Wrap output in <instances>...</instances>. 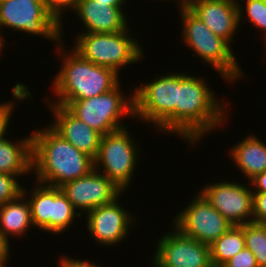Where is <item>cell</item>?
<instances>
[{"instance_id":"1","label":"cell","mask_w":266,"mask_h":267,"mask_svg":"<svg viewBox=\"0 0 266 267\" xmlns=\"http://www.w3.org/2000/svg\"><path fill=\"white\" fill-rule=\"evenodd\" d=\"M203 77L178 73L176 136L195 145L206 134L223 126L227 105L219 102Z\"/></svg>"},{"instance_id":"2","label":"cell","mask_w":266,"mask_h":267,"mask_svg":"<svg viewBox=\"0 0 266 267\" xmlns=\"http://www.w3.org/2000/svg\"><path fill=\"white\" fill-rule=\"evenodd\" d=\"M31 156L35 181L53 187L86 176L94 169V159L75 148L50 125L32 133Z\"/></svg>"},{"instance_id":"3","label":"cell","mask_w":266,"mask_h":267,"mask_svg":"<svg viewBox=\"0 0 266 267\" xmlns=\"http://www.w3.org/2000/svg\"><path fill=\"white\" fill-rule=\"evenodd\" d=\"M56 46L59 49L56 52L62 56V66L51 84L57 101L88 99L107 93L120 83L119 74L114 70L86 60L73 48L65 51L63 38Z\"/></svg>"},{"instance_id":"4","label":"cell","mask_w":266,"mask_h":267,"mask_svg":"<svg viewBox=\"0 0 266 267\" xmlns=\"http://www.w3.org/2000/svg\"><path fill=\"white\" fill-rule=\"evenodd\" d=\"M180 13L183 28L181 39L186 47L195 52L201 61L211 65L225 81L227 80L226 83L231 84L242 79L244 75L232 45L215 35L190 9L180 10Z\"/></svg>"},{"instance_id":"5","label":"cell","mask_w":266,"mask_h":267,"mask_svg":"<svg viewBox=\"0 0 266 267\" xmlns=\"http://www.w3.org/2000/svg\"><path fill=\"white\" fill-rule=\"evenodd\" d=\"M134 90V117L152 124L158 132L176 135L178 73L156 75Z\"/></svg>"},{"instance_id":"6","label":"cell","mask_w":266,"mask_h":267,"mask_svg":"<svg viewBox=\"0 0 266 267\" xmlns=\"http://www.w3.org/2000/svg\"><path fill=\"white\" fill-rule=\"evenodd\" d=\"M120 85L121 82L111 91L88 99L51 100L48 103L66 107L74 116L104 136L125 127L121 122L122 117H134V93L125 97Z\"/></svg>"},{"instance_id":"7","label":"cell","mask_w":266,"mask_h":267,"mask_svg":"<svg viewBox=\"0 0 266 267\" xmlns=\"http://www.w3.org/2000/svg\"><path fill=\"white\" fill-rule=\"evenodd\" d=\"M130 34L129 28L115 33H80L72 48L86 60L119 74L120 68L143 59L139 41Z\"/></svg>"},{"instance_id":"8","label":"cell","mask_w":266,"mask_h":267,"mask_svg":"<svg viewBox=\"0 0 266 267\" xmlns=\"http://www.w3.org/2000/svg\"><path fill=\"white\" fill-rule=\"evenodd\" d=\"M128 127L105 134L94 158V169L104 174L119 189L125 192L131 185L137 162L139 161L136 139ZM136 143V144H135ZM138 158V160H137ZM100 166V167H99ZM103 168L101 170L100 168Z\"/></svg>"},{"instance_id":"9","label":"cell","mask_w":266,"mask_h":267,"mask_svg":"<svg viewBox=\"0 0 266 267\" xmlns=\"http://www.w3.org/2000/svg\"><path fill=\"white\" fill-rule=\"evenodd\" d=\"M1 26L37 35L56 44L63 37L62 25L46 10L43 1L0 0V43L3 46Z\"/></svg>"},{"instance_id":"10","label":"cell","mask_w":266,"mask_h":267,"mask_svg":"<svg viewBox=\"0 0 266 267\" xmlns=\"http://www.w3.org/2000/svg\"><path fill=\"white\" fill-rule=\"evenodd\" d=\"M172 220L183 235L208 245L233 226L200 193Z\"/></svg>"},{"instance_id":"11","label":"cell","mask_w":266,"mask_h":267,"mask_svg":"<svg viewBox=\"0 0 266 267\" xmlns=\"http://www.w3.org/2000/svg\"><path fill=\"white\" fill-rule=\"evenodd\" d=\"M157 242L151 267H213L210 245L183 235L174 226Z\"/></svg>"},{"instance_id":"12","label":"cell","mask_w":266,"mask_h":267,"mask_svg":"<svg viewBox=\"0 0 266 267\" xmlns=\"http://www.w3.org/2000/svg\"><path fill=\"white\" fill-rule=\"evenodd\" d=\"M249 186L250 183L246 187L237 182L218 181L206 185L199 193L232 225L240 226L253 222V189Z\"/></svg>"},{"instance_id":"13","label":"cell","mask_w":266,"mask_h":267,"mask_svg":"<svg viewBox=\"0 0 266 267\" xmlns=\"http://www.w3.org/2000/svg\"><path fill=\"white\" fill-rule=\"evenodd\" d=\"M60 188L80 215L109 204L124 193L95 169L86 176L64 183Z\"/></svg>"},{"instance_id":"14","label":"cell","mask_w":266,"mask_h":267,"mask_svg":"<svg viewBox=\"0 0 266 267\" xmlns=\"http://www.w3.org/2000/svg\"><path fill=\"white\" fill-rule=\"evenodd\" d=\"M120 197L121 195L113 202L96 207L86 214V228L100 245L112 247L122 243L136 220L134 215L121 206Z\"/></svg>"},{"instance_id":"15","label":"cell","mask_w":266,"mask_h":267,"mask_svg":"<svg viewBox=\"0 0 266 267\" xmlns=\"http://www.w3.org/2000/svg\"><path fill=\"white\" fill-rule=\"evenodd\" d=\"M54 121L49 125L75 148L93 159L96 157L102 135L74 116L66 107L48 104Z\"/></svg>"},{"instance_id":"16","label":"cell","mask_w":266,"mask_h":267,"mask_svg":"<svg viewBox=\"0 0 266 267\" xmlns=\"http://www.w3.org/2000/svg\"><path fill=\"white\" fill-rule=\"evenodd\" d=\"M190 10L215 34L233 45L239 29V10L236 0H205L191 2Z\"/></svg>"},{"instance_id":"17","label":"cell","mask_w":266,"mask_h":267,"mask_svg":"<svg viewBox=\"0 0 266 267\" xmlns=\"http://www.w3.org/2000/svg\"><path fill=\"white\" fill-rule=\"evenodd\" d=\"M122 8L96 0H77L74 13L84 25L85 31L81 33H115L129 27L126 10Z\"/></svg>"},{"instance_id":"18","label":"cell","mask_w":266,"mask_h":267,"mask_svg":"<svg viewBox=\"0 0 266 267\" xmlns=\"http://www.w3.org/2000/svg\"><path fill=\"white\" fill-rule=\"evenodd\" d=\"M232 158L247 181L266 171V143L255 135H247L230 149Z\"/></svg>"},{"instance_id":"19","label":"cell","mask_w":266,"mask_h":267,"mask_svg":"<svg viewBox=\"0 0 266 267\" xmlns=\"http://www.w3.org/2000/svg\"><path fill=\"white\" fill-rule=\"evenodd\" d=\"M32 135L13 142L0 140V173L24 176L32 174Z\"/></svg>"},{"instance_id":"20","label":"cell","mask_w":266,"mask_h":267,"mask_svg":"<svg viewBox=\"0 0 266 267\" xmlns=\"http://www.w3.org/2000/svg\"><path fill=\"white\" fill-rule=\"evenodd\" d=\"M31 226L34 227L30 204L23 194L13 201L0 205V234L8 241L11 240L10 236H25Z\"/></svg>"},{"instance_id":"21","label":"cell","mask_w":266,"mask_h":267,"mask_svg":"<svg viewBox=\"0 0 266 267\" xmlns=\"http://www.w3.org/2000/svg\"><path fill=\"white\" fill-rule=\"evenodd\" d=\"M34 186L29 193L24 187L22 191L25 197L28 196L33 225L53 234L54 187L39 182L34 183Z\"/></svg>"},{"instance_id":"22","label":"cell","mask_w":266,"mask_h":267,"mask_svg":"<svg viewBox=\"0 0 266 267\" xmlns=\"http://www.w3.org/2000/svg\"><path fill=\"white\" fill-rule=\"evenodd\" d=\"M243 248H245L243 229L241 226L233 225L210 245L212 266L221 267Z\"/></svg>"},{"instance_id":"23","label":"cell","mask_w":266,"mask_h":267,"mask_svg":"<svg viewBox=\"0 0 266 267\" xmlns=\"http://www.w3.org/2000/svg\"><path fill=\"white\" fill-rule=\"evenodd\" d=\"M72 206L60 187H54L53 235L63 233L72 227L76 216L80 213Z\"/></svg>"},{"instance_id":"24","label":"cell","mask_w":266,"mask_h":267,"mask_svg":"<svg viewBox=\"0 0 266 267\" xmlns=\"http://www.w3.org/2000/svg\"><path fill=\"white\" fill-rule=\"evenodd\" d=\"M240 226L245 247L254 254L258 266H266V224L250 222Z\"/></svg>"},{"instance_id":"25","label":"cell","mask_w":266,"mask_h":267,"mask_svg":"<svg viewBox=\"0 0 266 267\" xmlns=\"http://www.w3.org/2000/svg\"><path fill=\"white\" fill-rule=\"evenodd\" d=\"M244 3H246L245 7L241 6L240 0L238 2L239 24L241 25V20L243 22L242 14L246 13L244 18L245 16L248 17V21L252 24L253 28L261 29L266 38V0H244ZM264 40L266 42V39Z\"/></svg>"},{"instance_id":"26","label":"cell","mask_w":266,"mask_h":267,"mask_svg":"<svg viewBox=\"0 0 266 267\" xmlns=\"http://www.w3.org/2000/svg\"><path fill=\"white\" fill-rule=\"evenodd\" d=\"M18 175L0 173V205L17 199L23 191Z\"/></svg>"},{"instance_id":"27","label":"cell","mask_w":266,"mask_h":267,"mask_svg":"<svg viewBox=\"0 0 266 267\" xmlns=\"http://www.w3.org/2000/svg\"><path fill=\"white\" fill-rule=\"evenodd\" d=\"M43 2L46 10L62 25L61 29H63V12L70 8L74 10L77 0H43Z\"/></svg>"},{"instance_id":"28","label":"cell","mask_w":266,"mask_h":267,"mask_svg":"<svg viewBox=\"0 0 266 267\" xmlns=\"http://www.w3.org/2000/svg\"><path fill=\"white\" fill-rule=\"evenodd\" d=\"M221 267H258V264L254 254L245 247Z\"/></svg>"},{"instance_id":"29","label":"cell","mask_w":266,"mask_h":267,"mask_svg":"<svg viewBox=\"0 0 266 267\" xmlns=\"http://www.w3.org/2000/svg\"><path fill=\"white\" fill-rule=\"evenodd\" d=\"M253 222L266 224V192H253Z\"/></svg>"},{"instance_id":"30","label":"cell","mask_w":266,"mask_h":267,"mask_svg":"<svg viewBox=\"0 0 266 267\" xmlns=\"http://www.w3.org/2000/svg\"><path fill=\"white\" fill-rule=\"evenodd\" d=\"M12 101L13 100L0 103V140L6 136L5 134L8 135V125L11 122L10 118L12 117V113L14 112L13 110L15 109V104Z\"/></svg>"},{"instance_id":"31","label":"cell","mask_w":266,"mask_h":267,"mask_svg":"<svg viewBox=\"0 0 266 267\" xmlns=\"http://www.w3.org/2000/svg\"><path fill=\"white\" fill-rule=\"evenodd\" d=\"M61 258V259H60ZM59 258L58 266L59 267H99L100 265H96L93 262L82 261L79 259H72L71 257L63 256ZM102 267V266H100Z\"/></svg>"},{"instance_id":"32","label":"cell","mask_w":266,"mask_h":267,"mask_svg":"<svg viewBox=\"0 0 266 267\" xmlns=\"http://www.w3.org/2000/svg\"><path fill=\"white\" fill-rule=\"evenodd\" d=\"M250 184L252 186L253 192H266V171L257 174L253 179H251Z\"/></svg>"},{"instance_id":"33","label":"cell","mask_w":266,"mask_h":267,"mask_svg":"<svg viewBox=\"0 0 266 267\" xmlns=\"http://www.w3.org/2000/svg\"><path fill=\"white\" fill-rule=\"evenodd\" d=\"M10 243L0 234V262L7 266V261L10 259Z\"/></svg>"},{"instance_id":"34","label":"cell","mask_w":266,"mask_h":267,"mask_svg":"<svg viewBox=\"0 0 266 267\" xmlns=\"http://www.w3.org/2000/svg\"><path fill=\"white\" fill-rule=\"evenodd\" d=\"M109 6H125L126 0H96Z\"/></svg>"},{"instance_id":"35","label":"cell","mask_w":266,"mask_h":267,"mask_svg":"<svg viewBox=\"0 0 266 267\" xmlns=\"http://www.w3.org/2000/svg\"><path fill=\"white\" fill-rule=\"evenodd\" d=\"M179 10L190 9L192 0H179L177 1Z\"/></svg>"},{"instance_id":"36","label":"cell","mask_w":266,"mask_h":267,"mask_svg":"<svg viewBox=\"0 0 266 267\" xmlns=\"http://www.w3.org/2000/svg\"><path fill=\"white\" fill-rule=\"evenodd\" d=\"M200 1H205V0H192V2H200Z\"/></svg>"},{"instance_id":"37","label":"cell","mask_w":266,"mask_h":267,"mask_svg":"<svg viewBox=\"0 0 266 267\" xmlns=\"http://www.w3.org/2000/svg\"><path fill=\"white\" fill-rule=\"evenodd\" d=\"M4 48V46L1 45L0 43V52H2L1 50Z\"/></svg>"},{"instance_id":"38","label":"cell","mask_w":266,"mask_h":267,"mask_svg":"<svg viewBox=\"0 0 266 267\" xmlns=\"http://www.w3.org/2000/svg\"><path fill=\"white\" fill-rule=\"evenodd\" d=\"M0 267H6L2 262H0Z\"/></svg>"}]
</instances>
